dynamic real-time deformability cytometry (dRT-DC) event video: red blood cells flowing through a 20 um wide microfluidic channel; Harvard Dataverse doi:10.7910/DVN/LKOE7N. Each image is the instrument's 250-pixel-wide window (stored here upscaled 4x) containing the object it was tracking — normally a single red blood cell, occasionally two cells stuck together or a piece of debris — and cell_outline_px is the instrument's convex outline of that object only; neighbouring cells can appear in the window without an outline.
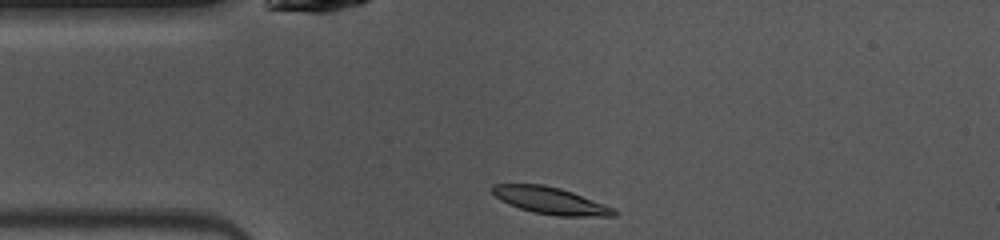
{"species": "common noctule bat (a hibernating species)", "species_latin": "Nyctalus noctula", "temperature_condition": "warm", "stored_images_in_passage": 39, "camera_frame_rate_fps": 3000, "um_per_image_px": 0.085, "animal": {"sex": "female", "body_mass_g": 10.0, "forearm_length_mm": 53.1}, "frame": {"image": 1, "passage_image": 1, "time_ms": 0.0, "image_size_px": [1000, 240], "cell_outline_px": [[616, 216], [556, 216], [532, 212], [508, 204], [500, 200], [488, 188], [492, 184], [544, 184], [560, 188], [572, 192], [616, 208]], "centroid_in_image_um": [46.77, 17.05], "position_along_channel_um": 38.2, "area_um2": 19.25}}
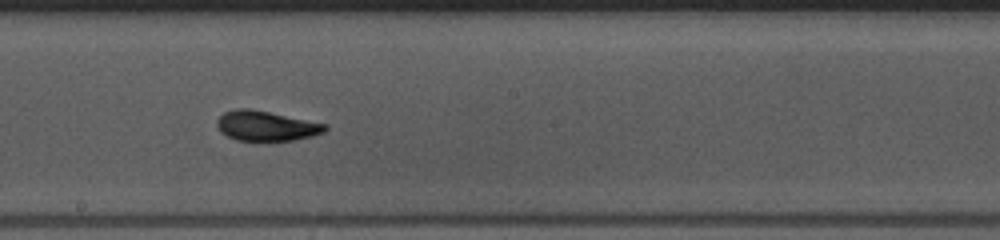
{"frame": {"image": 2, "passage_image": 16, "time_ms": 5.0, "image_size_px": [1000, 240], "cell_outline_px": [[328, 128], [324, 132], [312, 136], [292, 140], [236, 140], [220, 132], [216, 124], [216, 120], [224, 112], [236, 108], [252, 108], [328, 124]], "centroid_in_image_um": [22.62, 10.68], "position_along_channel_um": 225.6, "area_um2": 18.96}}
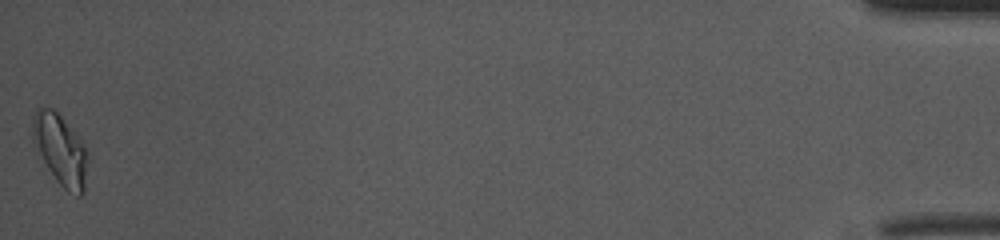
{"frame": {"image": 3, "passage_image": 39, "time_ms": 12.667, "image_size_px": [1000, 240], "cell_outline_px": [[88, 160], [84, 192], [80, 196], [76, 196], [68, 192], [56, 180], [48, 168], [32, 140], [32, 116], [36, 108], [52, 108], [80, 136], [88, 152]], "centroid_in_image_um": [5.16, 12.73], "position_along_channel_um": 430.0, "area_um2": 22.83}, "authors_computed_cell_mechanics": {"area_um2": 18.8428, "velocity_mm_per_s": 4.0683, "shape_relaxation_time_tau1_ms": 3.4255, "shape_relaxation_time_tau2_ms": 2.9604, "deformation_change_tau1": 0.1613, "deformation_change_tau2": 0.0483}}